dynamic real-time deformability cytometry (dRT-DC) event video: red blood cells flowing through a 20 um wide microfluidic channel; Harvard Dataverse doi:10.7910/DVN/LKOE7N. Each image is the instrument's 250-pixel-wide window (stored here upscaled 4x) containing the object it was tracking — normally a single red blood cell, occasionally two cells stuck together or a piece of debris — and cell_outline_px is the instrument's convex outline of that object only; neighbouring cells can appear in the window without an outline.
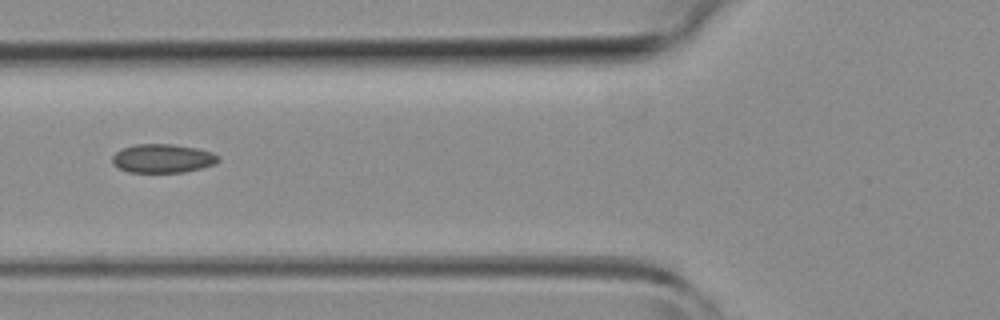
{"species": "common noctule bat (a hibernating species)", "species_latin": "Nyctalus noctula", "temperature_condition": "room temperature", "stored_images_in_passage": 5, "camera_frame_rate_fps": 3000, "um_per_image_px": 0.085, "animal": {"sex": "female", "body_mass_g": 19.3, "forearm_length_mm": 54.1}, "frame": {"image": 1, "passage_image": 5, "time_ms": 5.333, "image_size_px": [1000, 320], "cell_outline_px": [[220, 160], [216, 164], [184, 172], [128, 172], [112, 164], [112, 156], [120, 148], [136, 144], [172, 144], [196, 148], [212, 152]], "centroid_in_image_um": [13.8, 13.46], "position_along_channel_um": 112.0, "area_um2": 17.74}}